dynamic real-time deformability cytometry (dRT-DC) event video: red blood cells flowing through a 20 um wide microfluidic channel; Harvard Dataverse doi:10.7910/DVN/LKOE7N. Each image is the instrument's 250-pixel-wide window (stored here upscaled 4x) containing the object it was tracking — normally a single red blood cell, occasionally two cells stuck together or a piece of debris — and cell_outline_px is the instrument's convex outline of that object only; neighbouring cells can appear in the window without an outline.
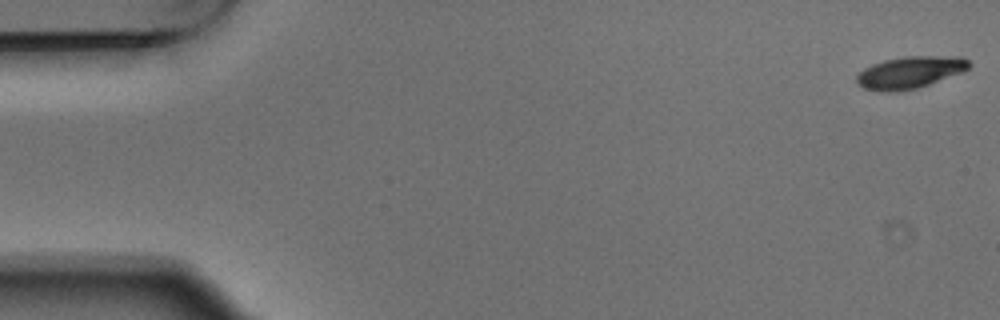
{"species": "Egyptian fruit bat (a non-hibernating species)", "species_latin": "Rousettus aegyptiacus", "temperature_condition": "warm", "stored_images_in_passage": 6, "camera_frame_rate_fps": 3000, "um_per_image_px": 0.085, "animal": {"sex": "male"}, "frame": {"image": 1, "passage_image": 1, "time_ms": 0.0, "image_size_px": [1000, 320], "cell_outline_px": [[972, 64], [968, 68], [960, 72], [928, 84], [916, 88], [896, 92], [884, 92], [864, 88], [856, 84], [856, 76], [864, 68], [872, 64], [884, 60], [904, 56], [960, 56], [968, 60]], "centroid_in_image_um": [77.3, 6.14], "position_along_channel_um": 7.7, "area_um2": 20.87}}
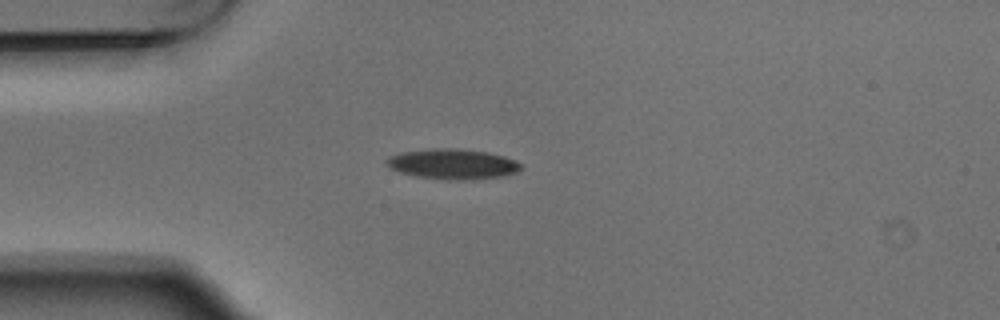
{"frame": {"image": 2, "passage_image": 6, "time_ms": 1.667, "image_size_px": [1000, 320], "cell_outline_px": [[524, 168], [516, 172], [504, 176], [472, 180], [448, 180], [416, 176], [400, 172], [388, 168], [384, 160], [388, 156], [400, 152], [432, 148], [460, 148], [488, 152], [504, 156], [516, 160]], "centroid_in_image_um": [38.46, 13.94], "position_along_channel_um": 46.5, "area_um2": 24.16}}